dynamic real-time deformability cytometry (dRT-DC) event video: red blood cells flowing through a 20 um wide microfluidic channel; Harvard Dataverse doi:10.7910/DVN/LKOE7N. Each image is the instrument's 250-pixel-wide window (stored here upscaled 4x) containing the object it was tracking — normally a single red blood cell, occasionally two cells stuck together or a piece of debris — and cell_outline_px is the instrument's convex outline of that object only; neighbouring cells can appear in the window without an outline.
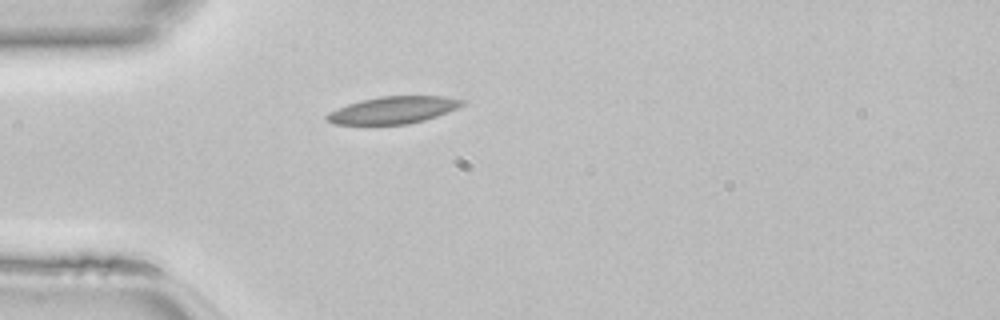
{"species": "common noctule bat (a hibernating species)", "species_latin": "Nyctalus noctula", "temperature_condition": "room temperature", "stored_images_in_passage": 34, "camera_frame_rate_fps": 3000, "um_per_image_px": 0.085, "animal": {"sex": "female", "body_mass_g": 22.7, "forearm_length_mm": 54.2}, "frame": {"image": 1, "passage_image": 1, "time_ms": 0.0, "image_size_px": [1000, 320], "cell_outline_px": [[464, 104], [456, 108], [436, 116], [424, 120], [408, 124], [332, 124], [324, 116], [328, 112], [348, 104], [360, 100], [380, 96], [444, 96], [464, 100]], "centroid_in_image_um": [33.39, 9.35], "position_along_channel_um": 51.6, "area_um2": 21.21}}
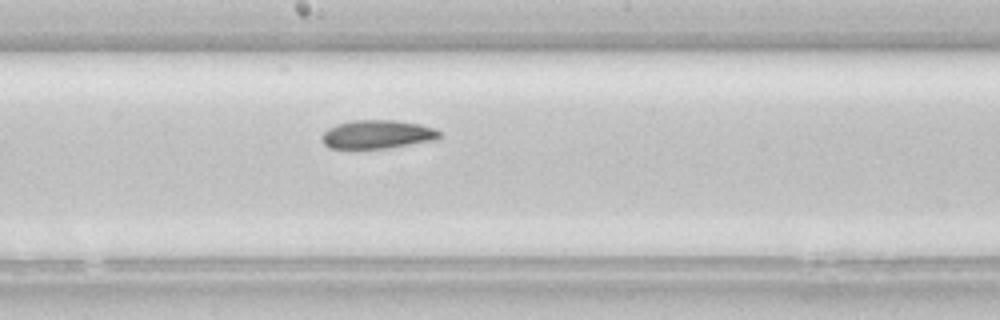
{"frame": {"image": 2, "passage_image": 13, "time_ms": 4.0, "image_size_px": [1000, 320], "cell_outline_px": [[440, 140], [388, 148], [328, 148], [320, 140], [320, 136], [328, 128], [336, 124], [352, 120], [396, 120], [420, 124], [432, 128], [440, 132]], "centroid_in_image_um": [32.07, 11.42], "position_along_channel_um": 216.1, "area_um2": 19.83}}
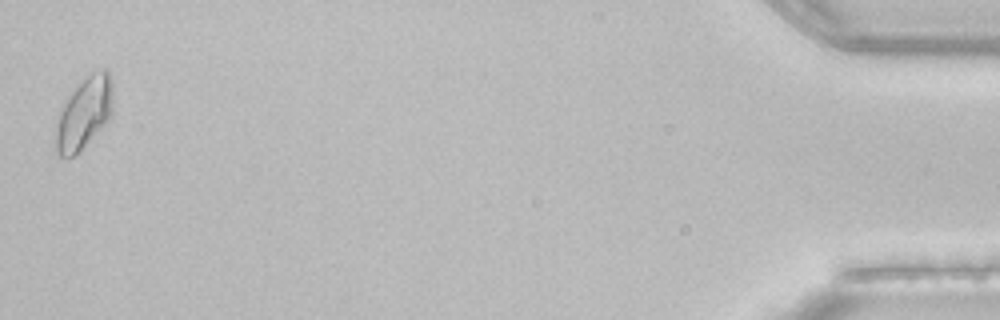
{"frame": {"image": 3, "passage_image": 34, "time_ms": 11.0, "image_size_px": [1000, 320], "cell_outline_px": [[112, 116], [84, 148], [76, 156], [64, 160], [52, 148], [52, 144], [60, 108], [76, 84], [80, 80], [92, 72], [104, 68], [108, 68], [112, 80]], "centroid_in_image_um": [7.11, 9.67], "position_along_channel_um": 428.1, "area_um2": 25.03}}